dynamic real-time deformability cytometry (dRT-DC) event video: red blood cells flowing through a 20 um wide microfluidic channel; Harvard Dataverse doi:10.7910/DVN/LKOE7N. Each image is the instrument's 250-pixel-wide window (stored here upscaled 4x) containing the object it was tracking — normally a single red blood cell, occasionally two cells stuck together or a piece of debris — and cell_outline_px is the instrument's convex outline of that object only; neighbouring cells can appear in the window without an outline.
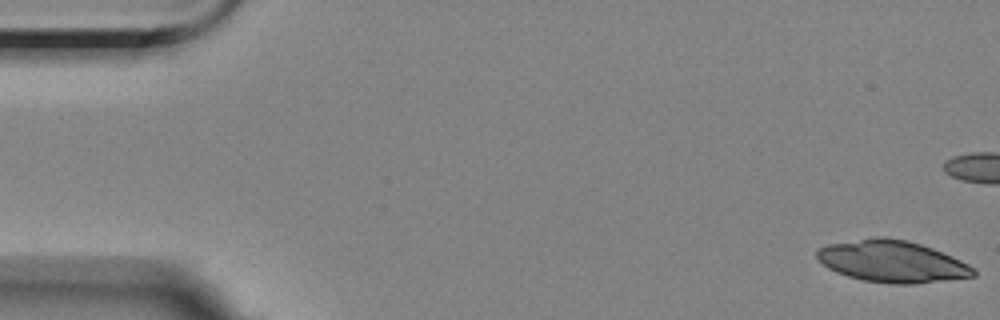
{"species": "Egyptian fruit bat (a non-hibernating species)", "species_latin": "Rousettus aegyptiacus", "temperature_condition": "room temperature", "stored_images_in_passage": 34, "camera_frame_rate_fps": 3000, "um_per_image_px": 0.085, "animal": {"sex": "female"}, "frame": {"image": 1, "passage_image": 1, "time_ms": 0.0, "image_size_px": [1000, 320], "cell_outline_px": [[976, 276], [912, 284], [892, 284], [864, 280], [848, 276], [836, 272], [828, 268], [816, 256], [816, 252], [820, 248], [828, 244], [876, 236], [884, 236], [908, 240], [932, 248], [952, 256], [968, 264], [976, 272]], "centroid_in_image_um": [75.82, 22.21], "position_along_channel_um": 9.2, "area_um2": 37.92}}